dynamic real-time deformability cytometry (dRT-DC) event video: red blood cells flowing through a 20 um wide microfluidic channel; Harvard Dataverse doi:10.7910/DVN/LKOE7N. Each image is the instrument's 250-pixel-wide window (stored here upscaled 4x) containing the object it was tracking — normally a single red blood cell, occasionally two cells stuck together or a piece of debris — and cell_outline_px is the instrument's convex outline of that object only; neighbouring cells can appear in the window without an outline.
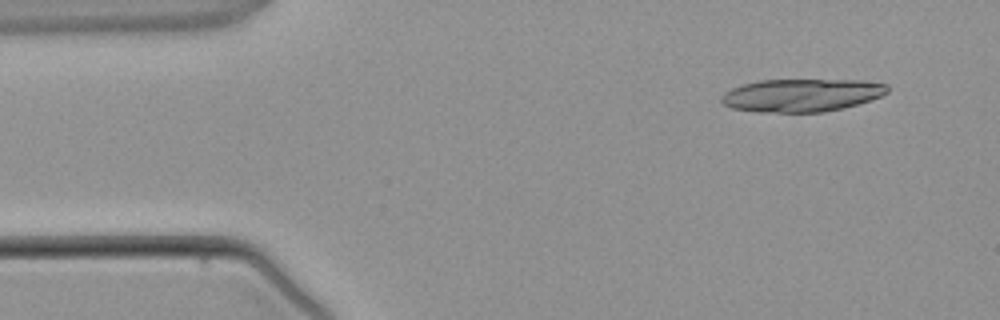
{"species": "common noctule bat (a hibernating species)", "species_latin": "Nyctalus noctula", "temperature_condition": "warm", "stored_images_in_passage": 2, "camera_frame_rate_fps": 3000, "um_per_image_px": 0.085, "animal": {"sex": "male", "body_mass_g": 21.5, "forearm_length_mm": 52.0}, "frame": {"image": 1, "passage_image": 1, "time_ms": 0.0, "image_size_px": [1000, 320], "cell_outline_px": [[888, 92], [880, 96], [844, 108], [824, 112], [756, 112], [732, 108], [724, 104], [720, 100], [720, 96], [724, 92], [732, 88], [744, 84], [760, 80], [864, 80], [888, 84]], "centroid_in_image_um": [68.12, 8.09], "position_along_channel_um": 16.9, "area_um2": 31.85}}